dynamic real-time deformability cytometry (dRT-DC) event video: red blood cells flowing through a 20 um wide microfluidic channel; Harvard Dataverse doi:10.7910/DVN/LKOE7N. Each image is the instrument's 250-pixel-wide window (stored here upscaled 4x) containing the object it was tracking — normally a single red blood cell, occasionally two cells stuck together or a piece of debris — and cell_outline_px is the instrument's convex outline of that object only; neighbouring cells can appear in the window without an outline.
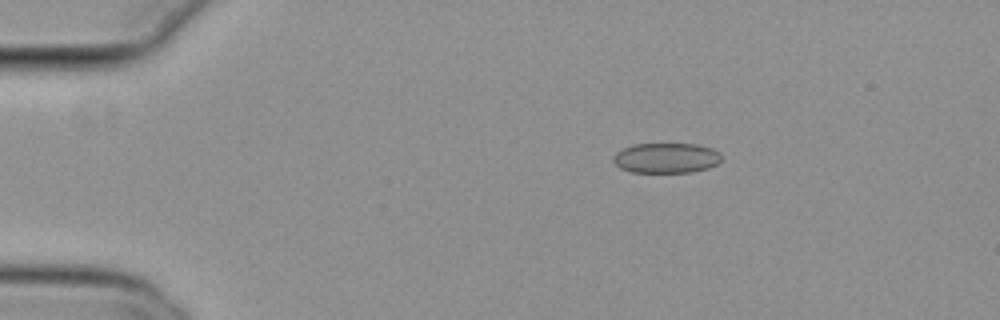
{"species": "common noctule bat (a hibernating species)", "species_latin": "Nyctalus noctula", "temperature_condition": "cold", "stored_images_in_passage": 47, "camera_frame_rate_fps": 3000, "um_per_image_px": 0.085, "animal": {"sex": "female", "body_mass_g": 29.2, "forearm_length_mm": 56.3}, "frame": {"image": 1, "passage_image": 2, "time_ms": 0.333, "image_size_px": [1000, 320], "cell_outline_px": [[720, 160], [716, 164], [708, 168], [692, 172], [632, 172], [620, 168], [612, 160], [612, 156], [616, 152], [632, 144], [696, 144], [712, 148], [720, 152]], "centroid_in_image_um": [56.61, 13.42], "position_along_channel_um": 28.4, "area_um2": 19.02}}
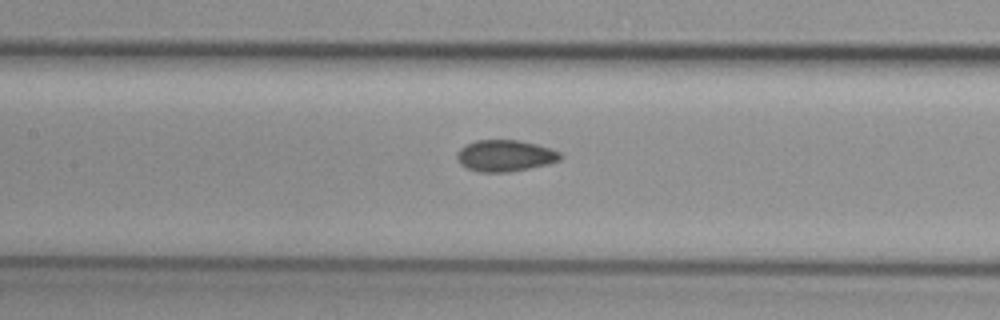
{"frame": {"image": 2, "passage_image": 18, "time_ms": 5.667, "image_size_px": [1000, 320], "cell_outline_px": [[564, 156], [560, 160], [548, 164], [508, 172], [480, 172], [468, 168], [460, 164], [456, 160], [456, 156], [460, 148], [476, 140], [516, 140], [536, 144], [552, 148], [560, 152]], "centroid_in_image_um": [42.95, 13.23], "position_along_channel_um": 164.4, "area_um2": 18.96}}
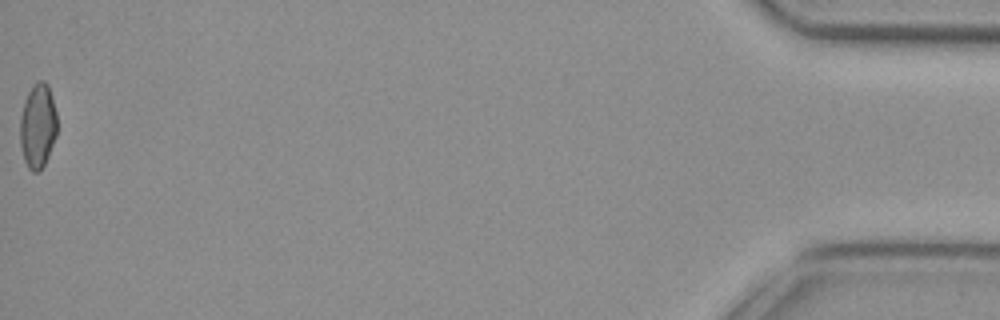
{"frame": {"image": 3, "passage_image": 47, "time_ms": 15.333, "image_size_px": [1000, 320], "cell_outline_px": [[56, 136], [48, 156], [40, 172], [32, 172], [28, 168], [24, 160], [20, 144], [20, 116], [24, 100], [32, 84], [36, 80], [44, 80], [48, 84], [52, 96], [56, 112]], "centroid_in_image_um": [3.2, 10.68], "position_along_channel_um": 432.0, "area_um2": 18.5}, "authors_computed_cell_mechanics": {"area_um2": 18.6694, "velocity_mm_per_s": 3.8071, "shape_relaxation_time_tau1_ms": null, "shape_relaxation_time_tau2_ms": 6.299, "deformation_change_tau1": null, "deformation_change_tau2": 0.0765}}